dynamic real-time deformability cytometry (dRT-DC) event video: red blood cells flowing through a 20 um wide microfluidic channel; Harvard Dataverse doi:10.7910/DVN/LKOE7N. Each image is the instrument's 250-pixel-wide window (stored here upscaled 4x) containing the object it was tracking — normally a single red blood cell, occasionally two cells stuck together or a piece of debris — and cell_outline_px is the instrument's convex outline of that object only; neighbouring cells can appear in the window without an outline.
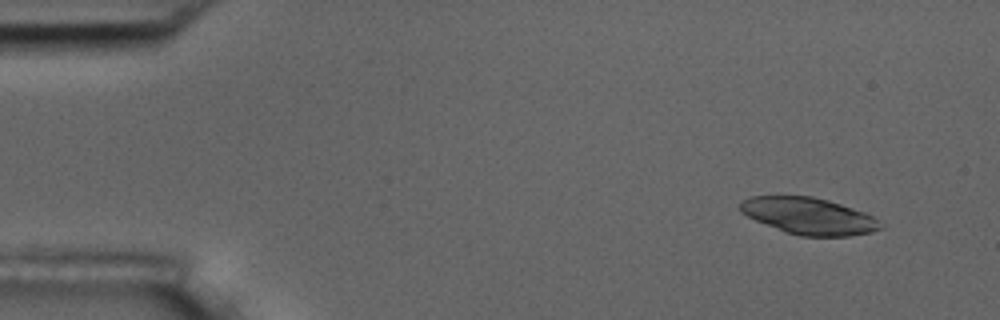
{"species": "common noctule bat (a hibernating species)", "species_latin": "Nyctalus noctula", "temperature_condition": "room temperature", "stored_images_in_passage": 13, "camera_frame_rate_fps": 3000, "um_per_image_px": 0.085, "animal": {"sex": "male", "body_mass_g": 17.5, "forearm_length_mm": 52.3}, "frame": {"image": 1, "passage_image": 1, "time_ms": 0.0, "image_size_px": [1000, 320], "cell_outline_px": [[884, 228], [872, 232], [848, 236], [800, 236], [784, 232], [756, 220], [740, 212], [740, 204], [744, 200], [752, 196], [812, 196], [828, 200], [864, 212], [872, 216], [884, 224]], "centroid_in_image_um": [68.78, 18.37], "position_along_channel_um": 16.2, "area_um2": 29.94}}